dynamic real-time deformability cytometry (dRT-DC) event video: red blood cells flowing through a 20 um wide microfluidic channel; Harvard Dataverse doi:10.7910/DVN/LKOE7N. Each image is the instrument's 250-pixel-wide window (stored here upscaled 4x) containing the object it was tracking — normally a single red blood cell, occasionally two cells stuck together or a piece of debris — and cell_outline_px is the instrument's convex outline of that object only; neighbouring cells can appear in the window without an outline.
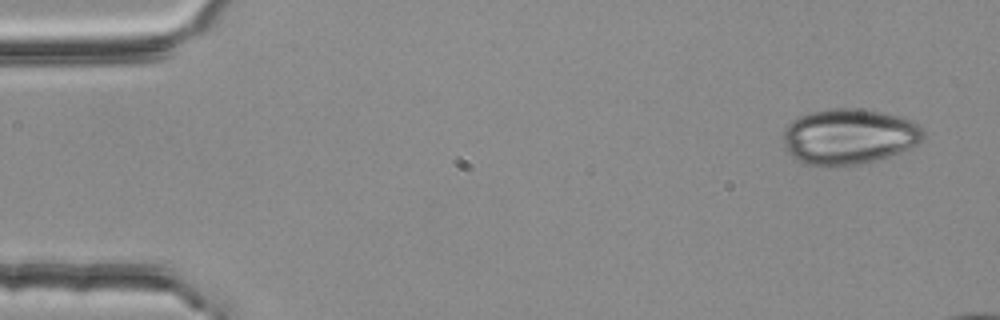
{"species": "common noctule bat (a hibernating species)", "species_latin": "Nyctalus noctula", "temperature_condition": "room temperature", "stored_images_in_passage": 4, "camera_frame_rate_fps": 3000, "um_per_image_px": 0.085, "animal": {"sex": "female", "body_mass_g": 25.1}, "frame": {"image": 1, "passage_image": 1, "time_ms": 0.0, "image_size_px": [1000, 320], "cell_outline_px": [[924, 140], [900, 152], [876, 160], [860, 164], [828, 168], [808, 164], [796, 160], [784, 148], [784, 128], [792, 120], [800, 116], [812, 112], [832, 108], [860, 108], [884, 112], [900, 116], [920, 124], [924, 128]], "centroid_in_image_um": [72.17, 11.61], "position_along_channel_um": 12.8, "area_um2": 46.01}}